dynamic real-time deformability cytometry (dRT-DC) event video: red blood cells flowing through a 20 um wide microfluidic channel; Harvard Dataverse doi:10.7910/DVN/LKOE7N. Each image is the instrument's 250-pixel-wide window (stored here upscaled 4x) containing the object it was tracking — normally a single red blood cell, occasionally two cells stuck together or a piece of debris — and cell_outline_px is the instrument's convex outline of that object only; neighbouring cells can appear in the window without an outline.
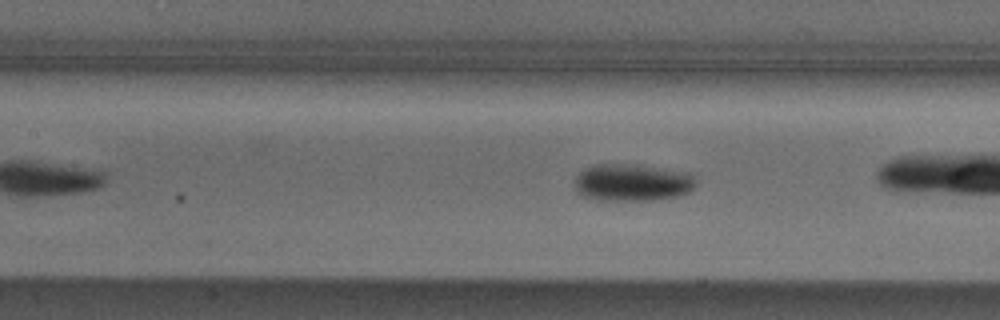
{"species": "Egyptian fruit bat (a non-hibernating species)", "species_latin": "Rousettus aegyptiacus", "temperature_condition": "cold", "stored_images_in_passage": 30, "camera_frame_rate_fps": 3000, "um_per_image_px": 0.085, "animal": {"sex": "male"}, "frame": {"image": 1, "passage_image": 9, "time_ms": 2.667, "image_size_px": [1000, 320], "cell_outline_px": [[696, 184], [692, 192], [676, 196], [652, 200], [596, 200], [584, 196], [576, 192], [576, 176], [584, 168], [592, 164], [640, 164], [692, 172], [696, 180]], "centroid_in_image_um": [53.8, 15.49], "position_along_channel_um": 153.6, "area_um2": 26.88}}